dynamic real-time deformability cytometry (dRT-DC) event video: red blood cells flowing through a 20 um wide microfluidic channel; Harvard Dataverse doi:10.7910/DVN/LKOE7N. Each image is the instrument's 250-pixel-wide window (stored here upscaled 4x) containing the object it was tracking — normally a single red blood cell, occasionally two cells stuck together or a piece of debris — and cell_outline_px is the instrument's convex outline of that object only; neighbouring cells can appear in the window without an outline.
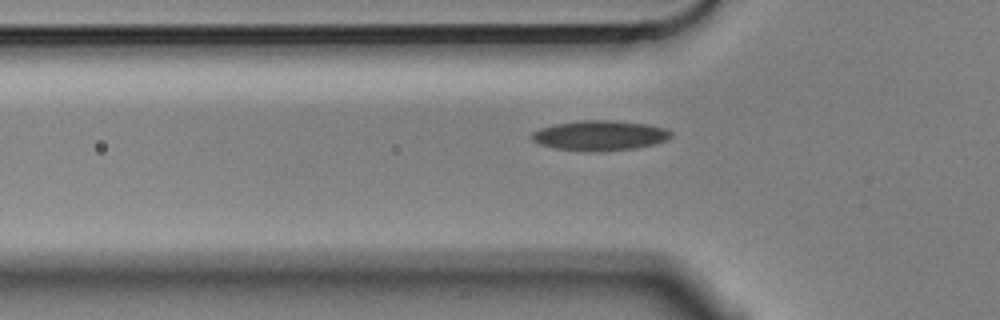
{"species": "Egyptian fruit bat (a non-hibernating species)", "species_latin": "Rousettus aegyptiacus", "temperature_condition": "cold", "stored_images_in_passage": 41, "camera_frame_rate_fps": 3000, "um_per_image_px": 0.085, "animal": {"sex": "male"}, "frame": {"image": 1, "passage_image": 7, "time_ms": 2.0, "image_size_px": [1000, 320], "cell_outline_px": [[672, 136], [664, 140], [652, 144], [636, 148], [592, 152], [556, 148], [540, 144], [532, 140], [532, 132], [540, 128], [556, 124], [584, 120], [612, 120], [648, 124], [664, 128], [672, 132]], "centroid_in_image_um": [50.98, 11.51], "position_along_channel_um": 74.8, "area_um2": 24.1}}
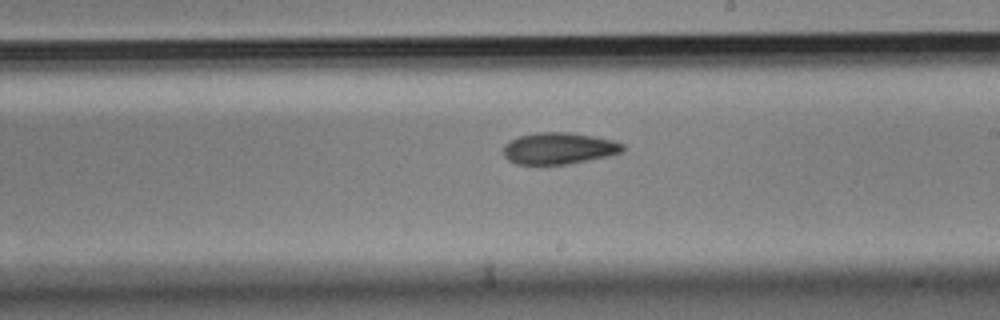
{"frame": {"image": 2, "passage_image": 21, "time_ms": 6.667, "image_size_px": [1000, 320], "cell_outline_px": [[628, 148], [624, 152], [608, 156], [568, 164], [516, 164], [508, 160], [504, 156], [504, 148], [516, 136], [536, 132], [568, 132], [592, 136], [612, 140], [624, 144]], "centroid_in_image_um": [47.55, 12.61], "position_along_channel_um": 241.4, "area_um2": 22.02}}
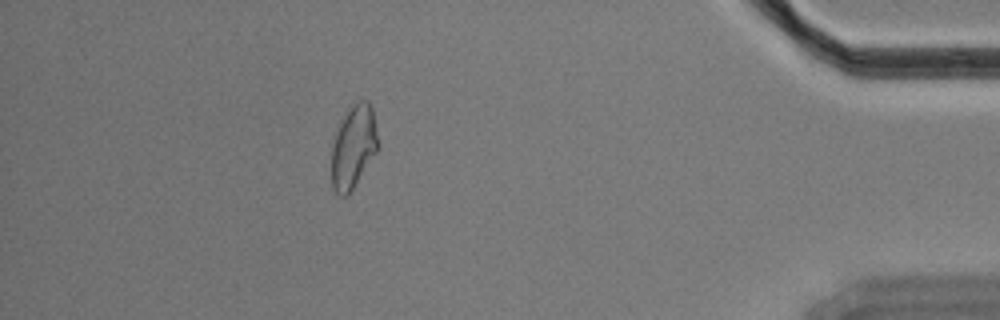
{"frame": {"image": 3, "passage_image": 39, "time_ms": 12.667, "image_size_px": [1000, 320], "cell_outline_px": [[380, 148], [348, 196], [340, 196], [332, 188], [332, 148], [336, 132], [344, 116], [352, 104], [360, 100], [368, 100], [372, 108], [380, 144]], "centroid_in_image_um": [30.08, 12.5], "position_along_channel_um": 405.1, "area_um2": 22.66}, "authors_computed_cell_mechanics": {"area_um2": 22.0218, "velocity_mm_per_s": 3.5602, "shape_relaxation_time_tau1_ms": 10.0523, "shape_relaxation_time_tau2_ms": 9.8441, "deformation_change_tau1": 0.1713, "deformation_change_tau2": 0.179}}